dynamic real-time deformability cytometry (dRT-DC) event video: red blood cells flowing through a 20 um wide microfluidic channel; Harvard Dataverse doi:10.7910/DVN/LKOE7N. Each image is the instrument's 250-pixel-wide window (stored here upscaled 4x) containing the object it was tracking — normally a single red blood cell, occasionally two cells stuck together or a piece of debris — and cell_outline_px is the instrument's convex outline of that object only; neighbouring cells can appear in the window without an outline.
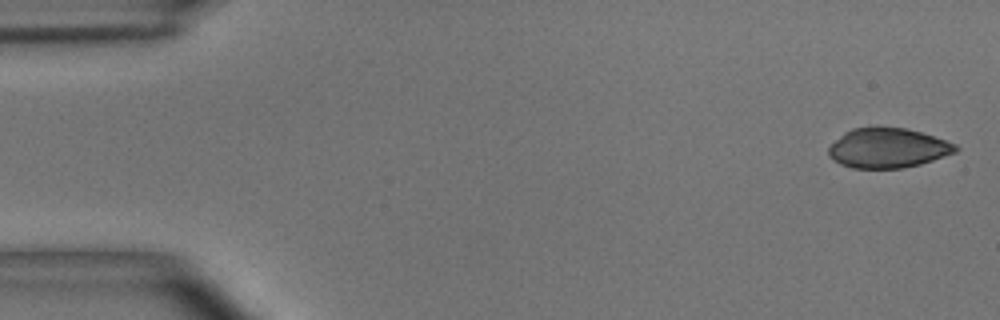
{"species": "common noctule bat (a hibernating species)", "species_latin": "Nyctalus noctula", "temperature_condition": "room temperature", "stored_images_in_passage": 5, "camera_frame_rate_fps": 3000, "um_per_image_px": 0.085, "animal": {"sex": "male", "body_mass_g": 15.6}, "frame": {"image": 1, "passage_image": 1, "time_ms": 0.0, "image_size_px": [1000, 320], "cell_outline_px": [[960, 148], [956, 152], [920, 164], [900, 168], [852, 168], [840, 164], [828, 156], [828, 148], [844, 132], [852, 128], [904, 128], [920, 132], [956, 144]], "centroid_in_image_um": [75.45, 12.6], "position_along_channel_um": 9.6, "area_um2": 29.02}}
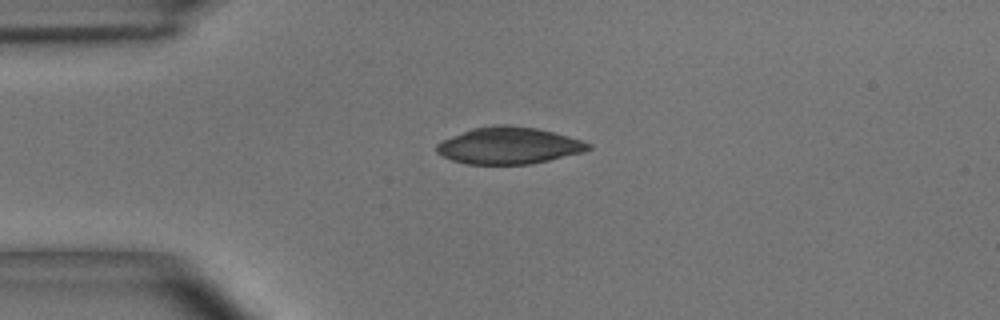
{"frame": {"image": 2, "passage_image": 4, "time_ms": 1.0, "image_size_px": [1000, 320], "cell_outline_px": [[592, 148], [584, 152], [532, 164], [468, 164], [452, 160], [436, 152], [436, 144], [444, 140], [472, 128], [500, 124], [508, 124], [536, 128], [568, 136], [592, 144]], "centroid_in_image_um": [43.28, 12.38], "position_along_channel_um": 41.7, "area_um2": 32.37}}